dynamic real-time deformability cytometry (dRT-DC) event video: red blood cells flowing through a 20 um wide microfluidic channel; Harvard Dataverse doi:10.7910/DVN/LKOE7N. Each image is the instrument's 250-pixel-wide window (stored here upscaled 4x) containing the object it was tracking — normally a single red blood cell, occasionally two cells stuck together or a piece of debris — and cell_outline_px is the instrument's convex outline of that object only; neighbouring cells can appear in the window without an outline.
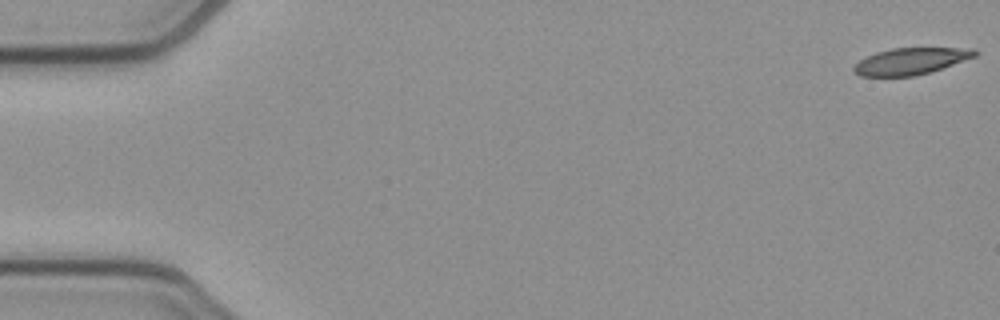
{"species": "common noctule bat (a hibernating species)", "species_latin": "Nyctalus noctula", "temperature_condition": "cold", "stored_images_in_passage": 53, "camera_frame_rate_fps": 3000, "um_per_image_px": 0.085, "animal": {"sex": "female", "body_mass_g": 21.9}, "frame": {"image": 1, "passage_image": 1, "time_ms": 0.0, "image_size_px": [1000, 320], "cell_outline_px": [[980, 52], [976, 56], [916, 76], [860, 76], [852, 72], [852, 68], [860, 60], [876, 52], [892, 48], [976, 48]], "centroid_in_image_um": [77.4, 5.19], "position_along_channel_um": 7.6, "area_um2": 18.67}}
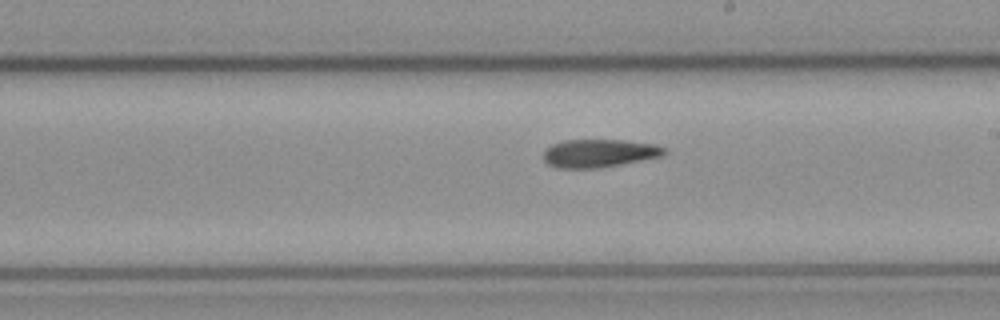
{"frame": {"image": 2, "passage_image": 30, "time_ms": 9.667, "image_size_px": [1000, 320], "cell_outline_px": [[668, 152], [660, 156], [600, 168], [556, 168], [548, 164], [544, 160], [544, 148], [552, 144], [564, 140], [624, 140], [656, 144], [664, 148]], "centroid_in_image_um": [50.89, 13.02], "position_along_channel_um": 238.1, "area_um2": 19.77}}
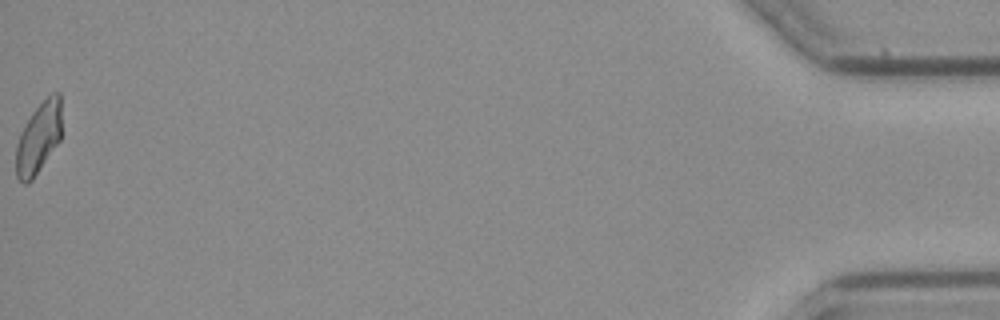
{"frame": {"image": 3, "passage_image": 53, "time_ms": 17.333, "image_size_px": [1000, 320], "cell_outline_px": [[60, 140], [32, 180], [28, 184], [24, 184], [16, 176], [16, 144], [20, 132], [32, 112], [52, 92], [60, 92]], "centroid_in_image_um": [3.26, 11.74], "position_along_channel_um": 431.9, "area_um2": 18.73}, "authors_computed_cell_mechanics": {"area_um2": 20.23, "velocity_mm_per_s": 3.8999, "shape_relaxation_time_tau1_ms": 9.7001, "shape_relaxation_time_tau2_ms": 8.28, "deformation_change_tau1": 0.1973, "deformation_change_tau2": 0.1658}}